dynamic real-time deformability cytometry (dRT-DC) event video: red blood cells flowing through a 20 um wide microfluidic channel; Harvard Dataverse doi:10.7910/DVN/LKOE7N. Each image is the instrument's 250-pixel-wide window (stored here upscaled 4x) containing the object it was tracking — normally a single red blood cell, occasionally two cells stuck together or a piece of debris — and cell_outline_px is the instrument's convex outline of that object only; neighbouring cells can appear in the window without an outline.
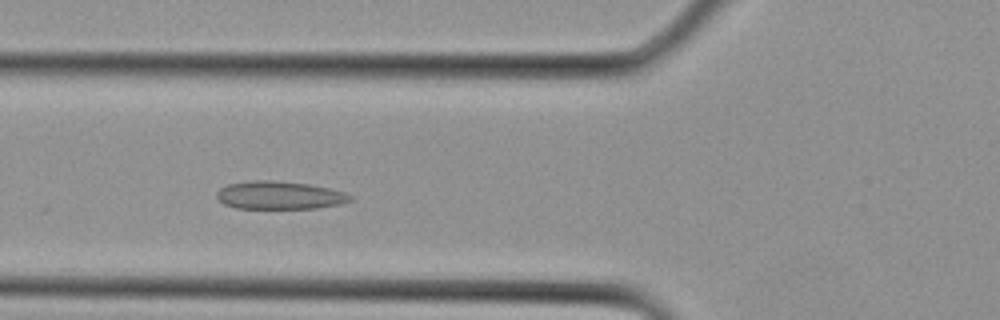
{"species": "Egyptian fruit bat (a non-hibernating species)", "species_latin": "Rousettus aegyptiacus", "temperature_condition": "cold", "stored_images_in_passage": 13, "camera_frame_rate_fps": 3000, "um_per_image_px": 0.085, "animal": {"sex": "female"}, "frame": {"image": 1, "passage_image": 4, "time_ms": 1.0, "image_size_px": [1000, 320], "cell_outline_px": [[352, 200], [340, 204], [316, 208], [236, 208], [224, 204], [216, 196], [216, 192], [220, 188], [228, 184], [252, 180], [268, 180], [308, 184], [328, 188], [344, 192], [352, 196]], "centroid_in_image_um": [23.74, 16.6], "position_along_channel_um": 102.1, "area_um2": 21.62}}
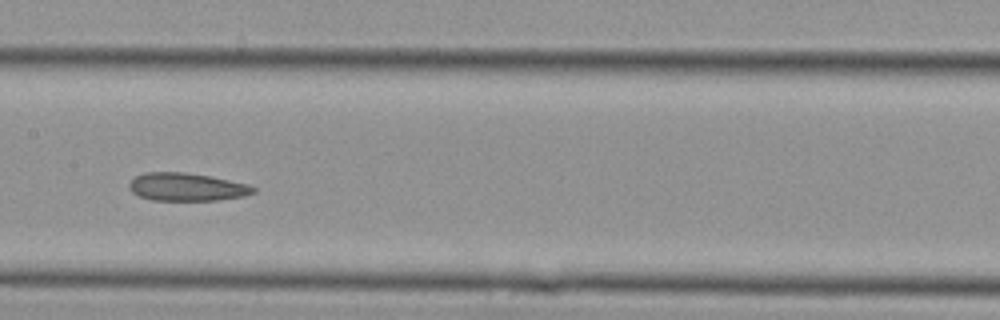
{"frame": {"image": 2, "passage_image": 8, "time_ms": 2.333, "image_size_px": [1000, 320], "cell_outline_px": [[256, 192], [244, 196], [216, 200], [152, 200], [140, 196], [132, 192], [128, 188], [128, 184], [136, 176], [144, 172], [184, 172], [208, 176], [248, 184], [256, 188]], "centroid_in_image_um": [15.85, 15.89], "position_along_channel_um": 191.5, "area_um2": 20.11}}
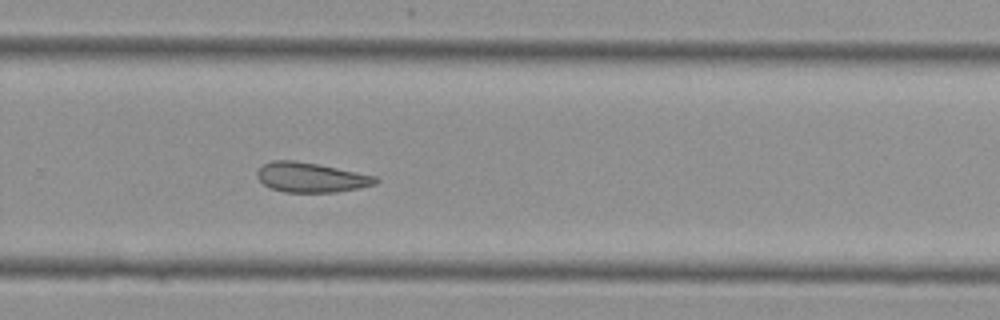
{"frame": {"image": 3, "passage_image": 13, "time_ms": 4.0, "image_size_px": [1000, 320], "cell_outline_px": [[380, 180], [376, 184], [336, 192], [284, 192], [272, 188], [264, 184], [256, 176], [256, 172], [264, 164], [272, 160], [296, 160], [376, 176]], "centroid_in_image_um": [26.42, 15.08], "position_along_channel_um": 303.4, "area_um2": 20.29}}